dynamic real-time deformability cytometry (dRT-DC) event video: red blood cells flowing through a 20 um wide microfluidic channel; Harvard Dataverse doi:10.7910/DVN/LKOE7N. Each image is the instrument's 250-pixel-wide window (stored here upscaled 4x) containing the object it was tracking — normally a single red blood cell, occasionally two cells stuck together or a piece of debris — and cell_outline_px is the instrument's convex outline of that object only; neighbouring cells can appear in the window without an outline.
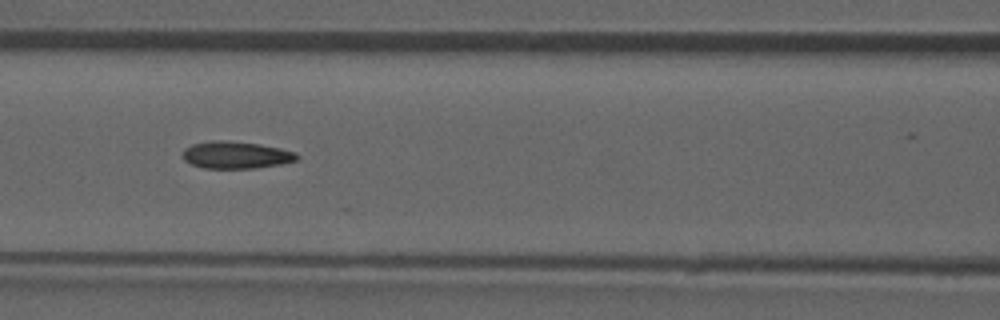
{"species": "common noctule bat (a hibernating species)", "species_latin": "Nyctalus noctula", "temperature_condition": "room temperature", "stored_images_in_passage": 53, "camera_frame_rate_fps": 3000, "um_per_image_px": 0.085, "animal": {"sex": "male", "forearm_length_mm": 52.5}, "frame": {"image": 1, "passage_image": 23, "time_ms": 7.333, "image_size_px": [1000, 320], "cell_outline_px": [[300, 156], [296, 160], [280, 164], [256, 168], [204, 168], [192, 164], [184, 160], [184, 148], [192, 144], [212, 140], [224, 140], [260, 144], [280, 148], [296, 152]], "centroid_in_image_um": [20.07, 13.17], "position_along_channel_um": 146.5, "area_um2": 18.03}, "authors_computed_cell_mechanics": {"area_um2": 18.0336, "velocity_mm_per_s": 3.9287, "shape_relaxation_time_tau1_ms": null, "shape_relaxation_time_tau2_ms": 3.4898, "deformation_change_tau1": null, "deformation_change_tau2": 0.1005}}